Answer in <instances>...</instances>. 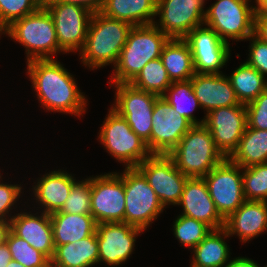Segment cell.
I'll return each instance as SVG.
<instances>
[{
	"label": "cell",
	"mask_w": 267,
	"mask_h": 267,
	"mask_svg": "<svg viewBox=\"0 0 267 267\" xmlns=\"http://www.w3.org/2000/svg\"><path fill=\"white\" fill-rule=\"evenodd\" d=\"M247 40H250V50L247 63L258 70L264 77L267 75V42L262 41L254 34Z\"/></svg>",
	"instance_id": "obj_39"
},
{
	"label": "cell",
	"mask_w": 267,
	"mask_h": 267,
	"mask_svg": "<svg viewBox=\"0 0 267 267\" xmlns=\"http://www.w3.org/2000/svg\"><path fill=\"white\" fill-rule=\"evenodd\" d=\"M160 58L171 82L188 81L195 74L192 53L184 39H169Z\"/></svg>",
	"instance_id": "obj_28"
},
{
	"label": "cell",
	"mask_w": 267,
	"mask_h": 267,
	"mask_svg": "<svg viewBox=\"0 0 267 267\" xmlns=\"http://www.w3.org/2000/svg\"><path fill=\"white\" fill-rule=\"evenodd\" d=\"M7 267H26V266L22 265V264L19 263L18 261L11 260V261L9 262V264L7 265Z\"/></svg>",
	"instance_id": "obj_47"
},
{
	"label": "cell",
	"mask_w": 267,
	"mask_h": 267,
	"mask_svg": "<svg viewBox=\"0 0 267 267\" xmlns=\"http://www.w3.org/2000/svg\"><path fill=\"white\" fill-rule=\"evenodd\" d=\"M124 172L91 177V215L96 223L125 222Z\"/></svg>",
	"instance_id": "obj_10"
},
{
	"label": "cell",
	"mask_w": 267,
	"mask_h": 267,
	"mask_svg": "<svg viewBox=\"0 0 267 267\" xmlns=\"http://www.w3.org/2000/svg\"><path fill=\"white\" fill-rule=\"evenodd\" d=\"M0 35H2V23L0 22Z\"/></svg>",
	"instance_id": "obj_50"
},
{
	"label": "cell",
	"mask_w": 267,
	"mask_h": 267,
	"mask_svg": "<svg viewBox=\"0 0 267 267\" xmlns=\"http://www.w3.org/2000/svg\"><path fill=\"white\" fill-rule=\"evenodd\" d=\"M242 183L246 200L267 202V163L242 168Z\"/></svg>",
	"instance_id": "obj_34"
},
{
	"label": "cell",
	"mask_w": 267,
	"mask_h": 267,
	"mask_svg": "<svg viewBox=\"0 0 267 267\" xmlns=\"http://www.w3.org/2000/svg\"><path fill=\"white\" fill-rule=\"evenodd\" d=\"M114 85L117 89L115 105H112V108L124 117L132 131L146 143L151 153L152 113L159 96L139 90L130 83Z\"/></svg>",
	"instance_id": "obj_9"
},
{
	"label": "cell",
	"mask_w": 267,
	"mask_h": 267,
	"mask_svg": "<svg viewBox=\"0 0 267 267\" xmlns=\"http://www.w3.org/2000/svg\"><path fill=\"white\" fill-rule=\"evenodd\" d=\"M151 154L169 155L193 126L173 109L163 96H159L152 113Z\"/></svg>",
	"instance_id": "obj_17"
},
{
	"label": "cell",
	"mask_w": 267,
	"mask_h": 267,
	"mask_svg": "<svg viewBox=\"0 0 267 267\" xmlns=\"http://www.w3.org/2000/svg\"><path fill=\"white\" fill-rule=\"evenodd\" d=\"M75 182V177L61 169L51 171L39 178L32 189L36 202L44 208L43 212L52 214L60 211Z\"/></svg>",
	"instance_id": "obj_23"
},
{
	"label": "cell",
	"mask_w": 267,
	"mask_h": 267,
	"mask_svg": "<svg viewBox=\"0 0 267 267\" xmlns=\"http://www.w3.org/2000/svg\"><path fill=\"white\" fill-rule=\"evenodd\" d=\"M132 27L128 22L112 19L100 11L95 12L79 53L82 64L91 70L109 64L115 67Z\"/></svg>",
	"instance_id": "obj_2"
},
{
	"label": "cell",
	"mask_w": 267,
	"mask_h": 267,
	"mask_svg": "<svg viewBox=\"0 0 267 267\" xmlns=\"http://www.w3.org/2000/svg\"><path fill=\"white\" fill-rule=\"evenodd\" d=\"M169 156L177 169L189 178H203L225 159L204 125H193Z\"/></svg>",
	"instance_id": "obj_4"
},
{
	"label": "cell",
	"mask_w": 267,
	"mask_h": 267,
	"mask_svg": "<svg viewBox=\"0 0 267 267\" xmlns=\"http://www.w3.org/2000/svg\"><path fill=\"white\" fill-rule=\"evenodd\" d=\"M205 0H157L154 25L169 39H184L196 27L204 25ZM156 23V24H155Z\"/></svg>",
	"instance_id": "obj_14"
},
{
	"label": "cell",
	"mask_w": 267,
	"mask_h": 267,
	"mask_svg": "<svg viewBox=\"0 0 267 267\" xmlns=\"http://www.w3.org/2000/svg\"><path fill=\"white\" fill-rule=\"evenodd\" d=\"M99 248L96 232L73 243L55 246L52 259L59 267H91L98 264Z\"/></svg>",
	"instance_id": "obj_26"
},
{
	"label": "cell",
	"mask_w": 267,
	"mask_h": 267,
	"mask_svg": "<svg viewBox=\"0 0 267 267\" xmlns=\"http://www.w3.org/2000/svg\"><path fill=\"white\" fill-rule=\"evenodd\" d=\"M12 260L11 253L6 243L0 246V267H7Z\"/></svg>",
	"instance_id": "obj_44"
},
{
	"label": "cell",
	"mask_w": 267,
	"mask_h": 267,
	"mask_svg": "<svg viewBox=\"0 0 267 267\" xmlns=\"http://www.w3.org/2000/svg\"><path fill=\"white\" fill-rule=\"evenodd\" d=\"M125 223L143 231L156 220L164 206L137 168L124 169Z\"/></svg>",
	"instance_id": "obj_8"
},
{
	"label": "cell",
	"mask_w": 267,
	"mask_h": 267,
	"mask_svg": "<svg viewBox=\"0 0 267 267\" xmlns=\"http://www.w3.org/2000/svg\"><path fill=\"white\" fill-rule=\"evenodd\" d=\"M251 0H217L204 17V26L212 28L225 42L246 40L254 34L256 6ZM228 38V39H227Z\"/></svg>",
	"instance_id": "obj_7"
},
{
	"label": "cell",
	"mask_w": 267,
	"mask_h": 267,
	"mask_svg": "<svg viewBox=\"0 0 267 267\" xmlns=\"http://www.w3.org/2000/svg\"><path fill=\"white\" fill-rule=\"evenodd\" d=\"M168 40L169 38L154 24L133 26L128 33L118 62L113 67L114 72L110 82L130 83L147 62L160 58Z\"/></svg>",
	"instance_id": "obj_3"
},
{
	"label": "cell",
	"mask_w": 267,
	"mask_h": 267,
	"mask_svg": "<svg viewBox=\"0 0 267 267\" xmlns=\"http://www.w3.org/2000/svg\"><path fill=\"white\" fill-rule=\"evenodd\" d=\"M54 213L91 215V177L76 181L62 209Z\"/></svg>",
	"instance_id": "obj_36"
},
{
	"label": "cell",
	"mask_w": 267,
	"mask_h": 267,
	"mask_svg": "<svg viewBox=\"0 0 267 267\" xmlns=\"http://www.w3.org/2000/svg\"><path fill=\"white\" fill-rule=\"evenodd\" d=\"M157 0H106L101 13L132 26L154 24Z\"/></svg>",
	"instance_id": "obj_25"
},
{
	"label": "cell",
	"mask_w": 267,
	"mask_h": 267,
	"mask_svg": "<svg viewBox=\"0 0 267 267\" xmlns=\"http://www.w3.org/2000/svg\"><path fill=\"white\" fill-rule=\"evenodd\" d=\"M241 171L242 168L239 165L225 158L203 177L211 199L224 219L236 211L246 200Z\"/></svg>",
	"instance_id": "obj_12"
},
{
	"label": "cell",
	"mask_w": 267,
	"mask_h": 267,
	"mask_svg": "<svg viewBox=\"0 0 267 267\" xmlns=\"http://www.w3.org/2000/svg\"><path fill=\"white\" fill-rule=\"evenodd\" d=\"M193 91L206 113L220 107L241 104L227 76L222 73H195L190 79Z\"/></svg>",
	"instance_id": "obj_21"
},
{
	"label": "cell",
	"mask_w": 267,
	"mask_h": 267,
	"mask_svg": "<svg viewBox=\"0 0 267 267\" xmlns=\"http://www.w3.org/2000/svg\"><path fill=\"white\" fill-rule=\"evenodd\" d=\"M228 159L241 168L267 163V130L246 127L236 150Z\"/></svg>",
	"instance_id": "obj_29"
},
{
	"label": "cell",
	"mask_w": 267,
	"mask_h": 267,
	"mask_svg": "<svg viewBox=\"0 0 267 267\" xmlns=\"http://www.w3.org/2000/svg\"><path fill=\"white\" fill-rule=\"evenodd\" d=\"M198 26L184 40L192 53L195 73H221L230 58V44L223 41L210 27Z\"/></svg>",
	"instance_id": "obj_16"
},
{
	"label": "cell",
	"mask_w": 267,
	"mask_h": 267,
	"mask_svg": "<svg viewBox=\"0 0 267 267\" xmlns=\"http://www.w3.org/2000/svg\"><path fill=\"white\" fill-rule=\"evenodd\" d=\"M56 0H36L40 7H45L47 4L54 2Z\"/></svg>",
	"instance_id": "obj_48"
},
{
	"label": "cell",
	"mask_w": 267,
	"mask_h": 267,
	"mask_svg": "<svg viewBox=\"0 0 267 267\" xmlns=\"http://www.w3.org/2000/svg\"><path fill=\"white\" fill-rule=\"evenodd\" d=\"M106 0H56L54 2H63L69 4H76L85 7L93 13L101 11Z\"/></svg>",
	"instance_id": "obj_42"
},
{
	"label": "cell",
	"mask_w": 267,
	"mask_h": 267,
	"mask_svg": "<svg viewBox=\"0 0 267 267\" xmlns=\"http://www.w3.org/2000/svg\"><path fill=\"white\" fill-rule=\"evenodd\" d=\"M254 35L267 42V13H255Z\"/></svg>",
	"instance_id": "obj_41"
},
{
	"label": "cell",
	"mask_w": 267,
	"mask_h": 267,
	"mask_svg": "<svg viewBox=\"0 0 267 267\" xmlns=\"http://www.w3.org/2000/svg\"><path fill=\"white\" fill-rule=\"evenodd\" d=\"M46 267H59L55 264H53L51 261L46 265Z\"/></svg>",
	"instance_id": "obj_49"
},
{
	"label": "cell",
	"mask_w": 267,
	"mask_h": 267,
	"mask_svg": "<svg viewBox=\"0 0 267 267\" xmlns=\"http://www.w3.org/2000/svg\"><path fill=\"white\" fill-rule=\"evenodd\" d=\"M54 246L73 243L96 232L97 223L92 215L50 214Z\"/></svg>",
	"instance_id": "obj_24"
},
{
	"label": "cell",
	"mask_w": 267,
	"mask_h": 267,
	"mask_svg": "<svg viewBox=\"0 0 267 267\" xmlns=\"http://www.w3.org/2000/svg\"><path fill=\"white\" fill-rule=\"evenodd\" d=\"M228 267H260V266L249 258L237 257L231 260V263Z\"/></svg>",
	"instance_id": "obj_43"
},
{
	"label": "cell",
	"mask_w": 267,
	"mask_h": 267,
	"mask_svg": "<svg viewBox=\"0 0 267 267\" xmlns=\"http://www.w3.org/2000/svg\"><path fill=\"white\" fill-rule=\"evenodd\" d=\"M136 168L147 179L164 208L178 205L189 177L177 169L169 155L151 154Z\"/></svg>",
	"instance_id": "obj_13"
},
{
	"label": "cell",
	"mask_w": 267,
	"mask_h": 267,
	"mask_svg": "<svg viewBox=\"0 0 267 267\" xmlns=\"http://www.w3.org/2000/svg\"><path fill=\"white\" fill-rule=\"evenodd\" d=\"M21 190L22 186H20V184L14 185L3 182L1 183L0 180V220H6L10 222L13 216L9 212L15 205L14 203H17V199L20 198V195L22 193Z\"/></svg>",
	"instance_id": "obj_40"
},
{
	"label": "cell",
	"mask_w": 267,
	"mask_h": 267,
	"mask_svg": "<svg viewBox=\"0 0 267 267\" xmlns=\"http://www.w3.org/2000/svg\"><path fill=\"white\" fill-rule=\"evenodd\" d=\"M54 21L59 48L65 53L82 50L93 12L89 9L63 2L45 6Z\"/></svg>",
	"instance_id": "obj_11"
},
{
	"label": "cell",
	"mask_w": 267,
	"mask_h": 267,
	"mask_svg": "<svg viewBox=\"0 0 267 267\" xmlns=\"http://www.w3.org/2000/svg\"><path fill=\"white\" fill-rule=\"evenodd\" d=\"M178 205L183 207L181 215L202 221L213 230L224 228L225 219L217 211L204 178L187 179Z\"/></svg>",
	"instance_id": "obj_19"
},
{
	"label": "cell",
	"mask_w": 267,
	"mask_h": 267,
	"mask_svg": "<svg viewBox=\"0 0 267 267\" xmlns=\"http://www.w3.org/2000/svg\"><path fill=\"white\" fill-rule=\"evenodd\" d=\"M171 83L161 58L147 62L130 82L133 87L157 96H163Z\"/></svg>",
	"instance_id": "obj_32"
},
{
	"label": "cell",
	"mask_w": 267,
	"mask_h": 267,
	"mask_svg": "<svg viewBox=\"0 0 267 267\" xmlns=\"http://www.w3.org/2000/svg\"><path fill=\"white\" fill-rule=\"evenodd\" d=\"M30 213L31 211L14 214L10 220V230L51 260L55 246L50 214L43 211L41 215L38 212L34 215Z\"/></svg>",
	"instance_id": "obj_20"
},
{
	"label": "cell",
	"mask_w": 267,
	"mask_h": 267,
	"mask_svg": "<svg viewBox=\"0 0 267 267\" xmlns=\"http://www.w3.org/2000/svg\"><path fill=\"white\" fill-rule=\"evenodd\" d=\"M26 64L33 89L46 110L79 117L86 112L85 95L60 62L51 58L34 59Z\"/></svg>",
	"instance_id": "obj_1"
},
{
	"label": "cell",
	"mask_w": 267,
	"mask_h": 267,
	"mask_svg": "<svg viewBox=\"0 0 267 267\" xmlns=\"http://www.w3.org/2000/svg\"><path fill=\"white\" fill-rule=\"evenodd\" d=\"M256 13H267V0H255Z\"/></svg>",
	"instance_id": "obj_46"
},
{
	"label": "cell",
	"mask_w": 267,
	"mask_h": 267,
	"mask_svg": "<svg viewBox=\"0 0 267 267\" xmlns=\"http://www.w3.org/2000/svg\"><path fill=\"white\" fill-rule=\"evenodd\" d=\"M99 131V141L105 150L126 168H136L151 153L146 143L135 134L127 121L112 107Z\"/></svg>",
	"instance_id": "obj_6"
},
{
	"label": "cell",
	"mask_w": 267,
	"mask_h": 267,
	"mask_svg": "<svg viewBox=\"0 0 267 267\" xmlns=\"http://www.w3.org/2000/svg\"><path fill=\"white\" fill-rule=\"evenodd\" d=\"M40 8L36 0H0V22L2 34L16 20L34 13Z\"/></svg>",
	"instance_id": "obj_37"
},
{
	"label": "cell",
	"mask_w": 267,
	"mask_h": 267,
	"mask_svg": "<svg viewBox=\"0 0 267 267\" xmlns=\"http://www.w3.org/2000/svg\"><path fill=\"white\" fill-rule=\"evenodd\" d=\"M163 97L175 111L188 119L193 125H203L205 118L198 121L193 114L196 108H201L197 100L191 80L172 82Z\"/></svg>",
	"instance_id": "obj_31"
},
{
	"label": "cell",
	"mask_w": 267,
	"mask_h": 267,
	"mask_svg": "<svg viewBox=\"0 0 267 267\" xmlns=\"http://www.w3.org/2000/svg\"><path fill=\"white\" fill-rule=\"evenodd\" d=\"M139 233L143 230L125 222L98 223V263L105 262L111 267L123 264L132 254Z\"/></svg>",
	"instance_id": "obj_18"
},
{
	"label": "cell",
	"mask_w": 267,
	"mask_h": 267,
	"mask_svg": "<svg viewBox=\"0 0 267 267\" xmlns=\"http://www.w3.org/2000/svg\"><path fill=\"white\" fill-rule=\"evenodd\" d=\"M247 127L267 130V89L245 105Z\"/></svg>",
	"instance_id": "obj_38"
},
{
	"label": "cell",
	"mask_w": 267,
	"mask_h": 267,
	"mask_svg": "<svg viewBox=\"0 0 267 267\" xmlns=\"http://www.w3.org/2000/svg\"><path fill=\"white\" fill-rule=\"evenodd\" d=\"M230 237L224 228L212 230L204 240L193 248V267H228L230 249L224 238ZM229 261V262H227Z\"/></svg>",
	"instance_id": "obj_27"
},
{
	"label": "cell",
	"mask_w": 267,
	"mask_h": 267,
	"mask_svg": "<svg viewBox=\"0 0 267 267\" xmlns=\"http://www.w3.org/2000/svg\"><path fill=\"white\" fill-rule=\"evenodd\" d=\"M224 229L229 236L237 235L245 243L267 230V202L245 200L226 219Z\"/></svg>",
	"instance_id": "obj_22"
},
{
	"label": "cell",
	"mask_w": 267,
	"mask_h": 267,
	"mask_svg": "<svg viewBox=\"0 0 267 267\" xmlns=\"http://www.w3.org/2000/svg\"><path fill=\"white\" fill-rule=\"evenodd\" d=\"M10 231V222L0 220V246L6 243L8 232Z\"/></svg>",
	"instance_id": "obj_45"
},
{
	"label": "cell",
	"mask_w": 267,
	"mask_h": 267,
	"mask_svg": "<svg viewBox=\"0 0 267 267\" xmlns=\"http://www.w3.org/2000/svg\"><path fill=\"white\" fill-rule=\"evenodd\" d=\"M213 229L202 221L180 215L174 221L173 231L176 239L184 247L195 248Z\"/></svg>",
	"instance_id": "obj_33"
},
{
	"label": "cell",
	"mask_w": 267,
	"mask_h": 267,
	"mask_svg": "<svg viewBox=\"0 0 267 267\" xmlns=\"http://www.w3.org/2000/svg\"><path fill=\"white\" fill-rule=\"evenodd\" d=\"M240 103L247 104L255 100L259 94L267 89V77L265 78L258 70L247 62L227 76Z\"/></svg>",
	"instance_id": "obj_30"
},
{
	"label": "cell",
	"mask_w": 267,
	"mask_h": 267,
	"mask_svg": "<svg viewBox=\"0 0 267 267\" xmlns=\"http://www.w3.org/2000/svg\"><path fill=\"white\" fill-rule=\"evenodd\" d=\"M6 244L12 260L26 267H46L50 260L40 251L32 247L26 240L19 238L11 230L8 232Z\"/></svg>",
	"instance_id": "obj_35"
},
{
	"label": "cell",
	"mask_w": 267,
	"mask_h": 267,
	"mask_svg": "<svg viewBox=\"0 0 267 267\" xmlns=\"http://www.w3.org/2000/svg\"><path fill=\"white\" fill-rule=\"evenodd\" d=\"M26 49V62L34 59H54L53 55L63 52L58 45L52 16L45 7L16 20L5 33Z\"/></svg>",
	"instance_id": "obj_5"
},
{
	"label": "cell",
	"mask_w": 267,
	"mask_h": 267,
	"mask_svg": "<svg viewBox=\"0 0 267 267\" xmlns=\"http://www.w3.org/2000/svg\"><path fill=\"white\" fill-rule=\"evenodd\" d=\"M204 118L203 125L211 132L217 150L228 159L247 127L245 104L214 109Z\"/></svg>",
	"instance_id": "obj_15"
}]
</instances>
